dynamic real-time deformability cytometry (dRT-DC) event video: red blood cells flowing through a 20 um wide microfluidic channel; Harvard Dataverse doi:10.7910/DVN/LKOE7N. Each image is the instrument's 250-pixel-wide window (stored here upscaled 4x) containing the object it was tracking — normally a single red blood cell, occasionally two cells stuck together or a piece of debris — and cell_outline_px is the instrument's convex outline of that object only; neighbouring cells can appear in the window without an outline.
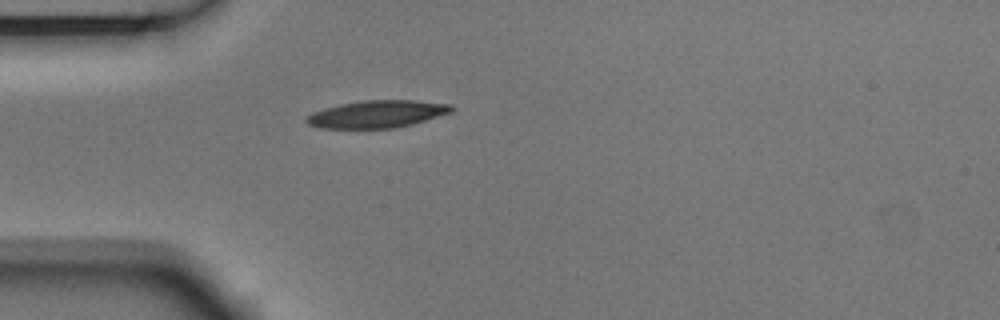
{"species": "Egyptian fruit bat (a non-hibernating species)", "species_latin": "Rousettus aegyptiacus", "temperature_condition": "room temperature", "stored_images_in_passage": 1, "camera_frame_rate_fps": 3000, "um_per_image_px": 0.085, "animal": {"sex": "male"}, "frame": {"image": 1, "passage_image": 1, "time_ms": 0.0, "image_size_px": [1000, 320], "cell_outline_px": [[456, 108], [452, 112], [412, 124], [396, 128], [320, 128], [308, 124], [304, 120], [312, 112], [324, 108], [340, 104], [364, 100], [412, 100], [452, 104]], "centroid_in_image_um": [32.07, 9.69], "position_along_channel_um": 52.9, "area_um2": 23.18}}